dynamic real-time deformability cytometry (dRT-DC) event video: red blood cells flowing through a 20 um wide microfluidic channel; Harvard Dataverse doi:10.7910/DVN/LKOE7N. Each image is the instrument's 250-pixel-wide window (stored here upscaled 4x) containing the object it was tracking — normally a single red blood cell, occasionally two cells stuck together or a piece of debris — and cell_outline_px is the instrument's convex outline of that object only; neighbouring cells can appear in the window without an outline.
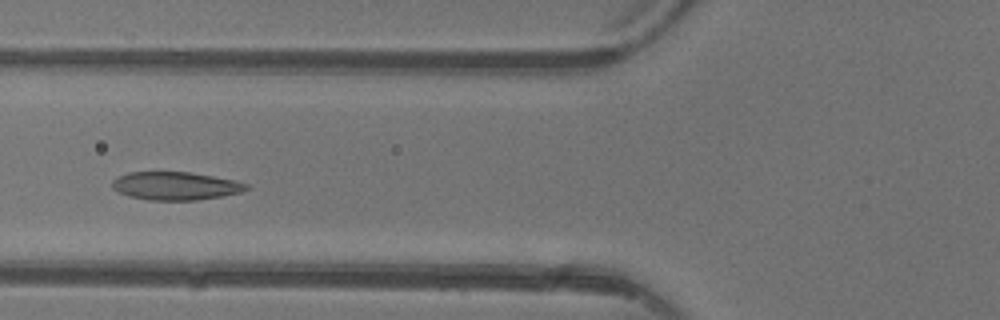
{"species": "common noctule bat (a hibernating species)", "species_latin": "Nyctalus noctula", "temperature_condition": "warm", "stored_images_in_passage": 4, "camera_frame_rate_fps": 3000, "um_per_image_px": 0.085, "animal": {"sex": "female"}, "frame": {"image": 1, "passage_image": 4, "time_ms": 4.0, "image_size_px": [1000, 320], "cell_outline_px": [[248, 188], [240, 192], [220, 196], [196, 200], [148, 200], [128, 196], [112, 188], [112, 180], [116, 176], [128, 172], [188, 172], [212, 176], [232, 180], [248, 184]], "centroid_in_image_um": [14.85, 15.8], "position_along_channel_um": 111.0, "area_um2": 21.79}}